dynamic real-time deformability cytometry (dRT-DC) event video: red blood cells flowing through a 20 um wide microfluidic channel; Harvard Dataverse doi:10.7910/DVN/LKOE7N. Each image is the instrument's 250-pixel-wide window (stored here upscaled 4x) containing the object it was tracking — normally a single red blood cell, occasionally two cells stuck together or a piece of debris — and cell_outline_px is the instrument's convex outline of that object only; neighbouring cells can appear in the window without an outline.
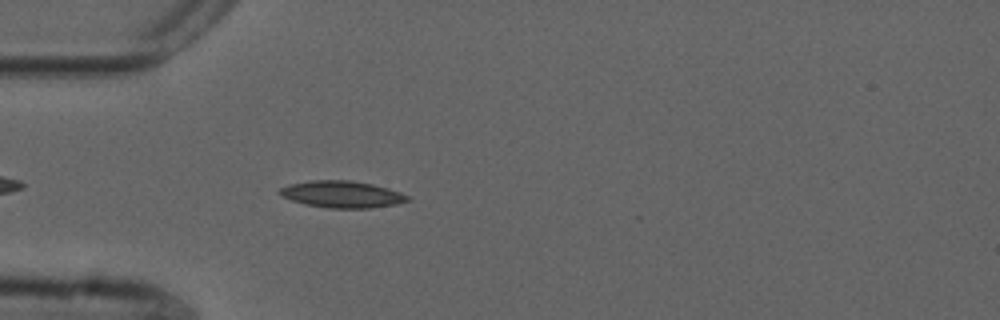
{"species": "common noctule bat (a hibernating species)", "species_latin": "Nyctalus noctula", "temperature_condition": "cold", "stored_images_in_passage": 44, "camera_frame_rate_fps": 3000, "um_per_image_px": 0.085, "animal": {"sex": "male", "forearm_length_mm": 52.5}, "frame": {"image": 1, "passage_image": 5, "time_ms": 1.333, "image_size_px": [1000, 320], "cell_outline_px": [[408, 200], [396, 204], [368, 208], [328, 208], [304, 204], [280, 196], [276, 192], [280, 188], [288, 184], [312, 180], [352, 180], [372, 184], [388, 188], [400, 192], [408, 196]], "centroid_in_image_um": [29.0, 16.51], "position_along_channel_um": 56.0, "area_um2": 20.0}}
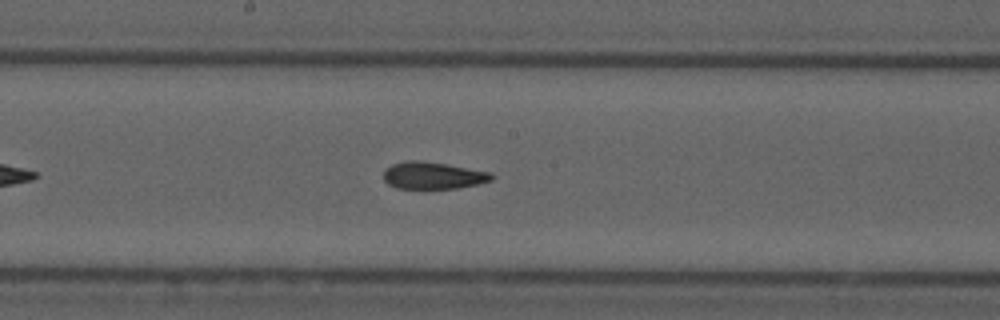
{"frame": {"image": 2, "passage_image": 18, "time_ms": 5.667, "image_size_px": [1000, 320], "cell_outline_px": [[496, 176], [492, 180], [476, 184], [456, 188], [396, 188], [388, 184], [384, 180], [384, 168], [392, 164], [404, 160], [420, 160], [492, 172]], "centroid_in_image_um": [36.78, 14.9], "position_along_channel_um": 211.4, "area_um2": 17.05}}
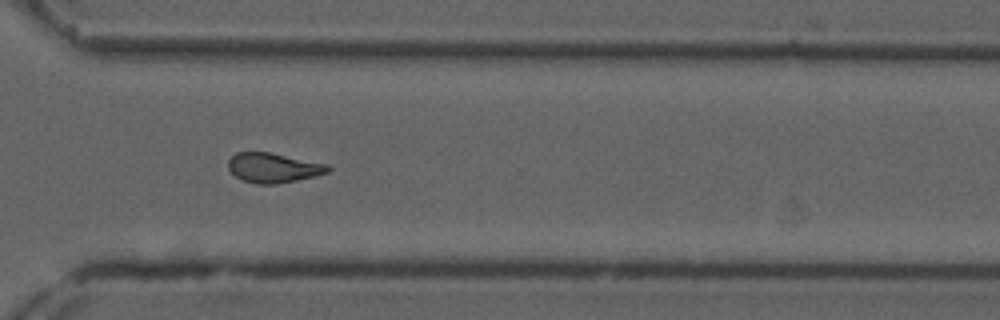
{"frame": {"image": 3, "passage_image": 29, "time_ms": 9.333, "image_size_px": [1000, 320], "cell_outline_px": [[332, 168], [328, 172], [316, 176], [276, 184], [256, 184], [240, 180], [228, 168], [228, 160], [236, 152], [268, 152], [328, 164]], "centroid_in_image_um": [23.23, 14.27], "position_along_channel_um": 347.4, "area_um2": 17.28}, "authors_computed_cell_mechanics": {"area_um2": 17.8313, "velocity_mm_per_s": 3.7276, "shape_relaxation_time_tau1_ms": null, "shape_relaxation_time_tau2_ms": 3.8754, "deformation_change_tau1": null, "deformation_change_tau2": 0.111}}